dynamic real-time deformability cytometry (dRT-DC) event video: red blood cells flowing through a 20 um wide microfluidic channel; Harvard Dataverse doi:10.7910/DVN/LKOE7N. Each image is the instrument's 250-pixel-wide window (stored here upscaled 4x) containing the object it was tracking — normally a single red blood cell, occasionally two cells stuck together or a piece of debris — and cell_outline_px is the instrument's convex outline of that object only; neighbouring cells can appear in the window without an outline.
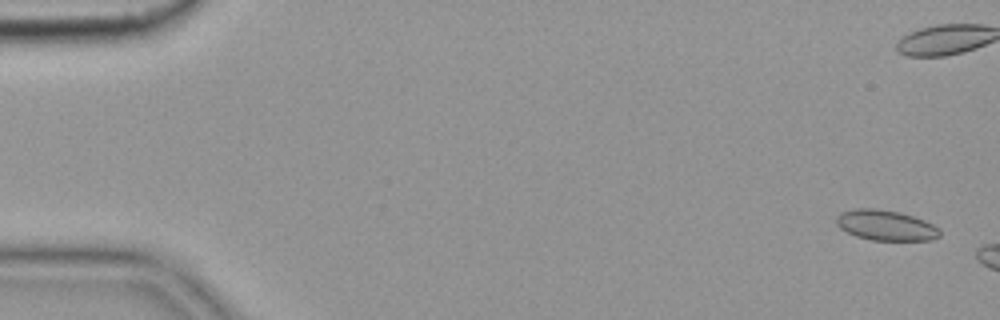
{"species": "common noctule bat (a hibernating species)", "species_latin": "Nyctalus noctula", "temperature_condition": "cold", "stored_images_in_passage": 6, "camera_frame_rate_fps": 3000, "um_per_image_px": 0.085, "animal": {"sex": "female", "body_mass_g": 19.9}, "frame": {"image": 1, "passage_image": 1, "time_ms": 0.0, "image_size_px": [1000, 320], "cell_outline_px": [[940, 236], [932, 240], [872, 240], [856, 236], [840, 228], [836, 224], [836, 216], [840, 212], [856, 208], [872, 208], [900, 212], [924, 220], [940, 228]], "centroid_in_image_um": [75.28, 19.15], "position_along_channel_um": 9.7, "area_um2": 18.32}}